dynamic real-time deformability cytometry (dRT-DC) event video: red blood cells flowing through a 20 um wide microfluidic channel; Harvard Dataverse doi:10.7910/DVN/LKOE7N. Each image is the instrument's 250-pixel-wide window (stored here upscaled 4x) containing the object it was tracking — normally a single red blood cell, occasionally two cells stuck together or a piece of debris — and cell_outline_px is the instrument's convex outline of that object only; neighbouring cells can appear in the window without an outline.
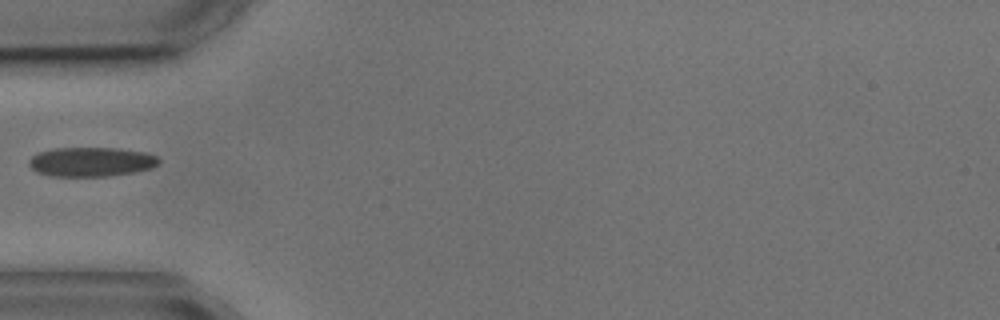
{"species": "common noctule bat (a hibernating species)", "species_latin": "Nyctalus noctula", "temperature_condition": "cold", "stored_images_in_passage": 6, "camera_frame_rate_fps": 3000, "um_per_image_px": 0.085, "animal": {"sex": "male", "body_mass_g": 17.9, "forearm_length_mm": 54.2}, "frame": {"image": 1, "passage_image": 5, "time_ms": 5.0, "image_size_px": [1000, 320], "cell_outline_px": [[160, 164], [152, 168], [132, 172], [108, 176], [48, 176], [36, 172], [28, 164], [28, 160], [32, 156], [40, 152], [56, 148], [120, 148], [148, 152], [156, 156], [160, 160]], "centroid_in_image_um": [7.77, 13.75], "position_along_channel_um": 77.2, "area_um2": 22.37}}